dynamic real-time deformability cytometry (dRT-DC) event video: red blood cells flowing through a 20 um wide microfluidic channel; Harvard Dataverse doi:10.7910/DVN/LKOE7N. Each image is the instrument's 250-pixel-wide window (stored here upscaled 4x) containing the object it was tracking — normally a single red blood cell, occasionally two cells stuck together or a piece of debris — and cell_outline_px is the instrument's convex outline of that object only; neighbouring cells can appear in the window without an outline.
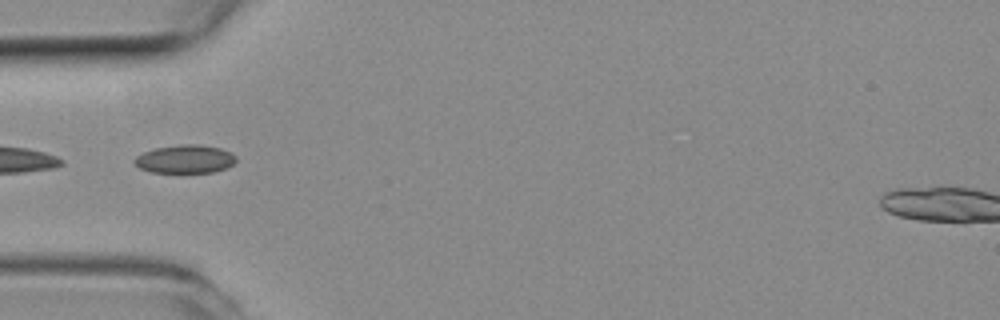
{"species": "common noctule bat (a hibernating species)", "species_latin": "Nyctalus noctula", "temperature_condition": "room temperature", "stored_images_in_passage": 4, "camera_frame_rate_fps": 3000, "um_per_image_px": 0.085, "animal": {"sex": "female", "body_mass_g": 19.3, "forearm_length_mm": 54.1}, "frame": {"image": 1, "passage_image": 2, "time_ms": 0.333, "image_size_px": [1000, 320], "cell_outline_px": [[236, 160], [232, 164], [224, 168], [212, 172], [152, 172], [140, 168], [132, 160], [136, 156], [144, 152], [156, 148], [180, 144], [200, 144], [220, 148], [232, 152], [236, 156]], "centroid_in_image_um": [15.74, 13.51], "position_along_channel_um": 69.3, "area_um2": 16.65}}